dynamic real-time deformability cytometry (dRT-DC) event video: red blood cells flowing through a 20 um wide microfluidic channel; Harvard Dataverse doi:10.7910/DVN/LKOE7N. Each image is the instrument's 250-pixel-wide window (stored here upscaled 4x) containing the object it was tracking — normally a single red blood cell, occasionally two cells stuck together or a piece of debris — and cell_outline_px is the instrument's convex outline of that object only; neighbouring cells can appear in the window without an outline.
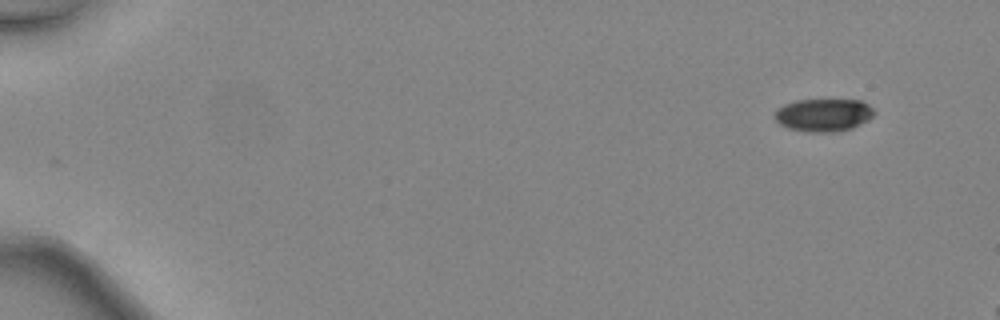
{"species": "common noctule bat (a hibernating species)", "species_latin": "Nyctalus noctula", "temperature_condition": "warm", "stored_images_in_passage": 8, "camera_frame_rate_fps": 3000, "um_per_image_px": 0.085, "animal": {"sex": "female", "body_mass_g": 24.6, "forearm_length_mm": 56.2}, "frame": {"image": 1, "passage_image": 1, "time_ms": 0.0, "image_size_px": [1000, 320], "cell_outline_px": [[876, 112], [868, 120], [852, 128], [836, 132], [808, 132], [788, 128], [780, 124], [776, 120], [776, 108], [784, 104], [796, 100], [860, 100], [868, 104]], "centroid_in_image_um": [70.0, 9.77], "position_along_channel_um": 15.0, "area_um2": 19.02}}